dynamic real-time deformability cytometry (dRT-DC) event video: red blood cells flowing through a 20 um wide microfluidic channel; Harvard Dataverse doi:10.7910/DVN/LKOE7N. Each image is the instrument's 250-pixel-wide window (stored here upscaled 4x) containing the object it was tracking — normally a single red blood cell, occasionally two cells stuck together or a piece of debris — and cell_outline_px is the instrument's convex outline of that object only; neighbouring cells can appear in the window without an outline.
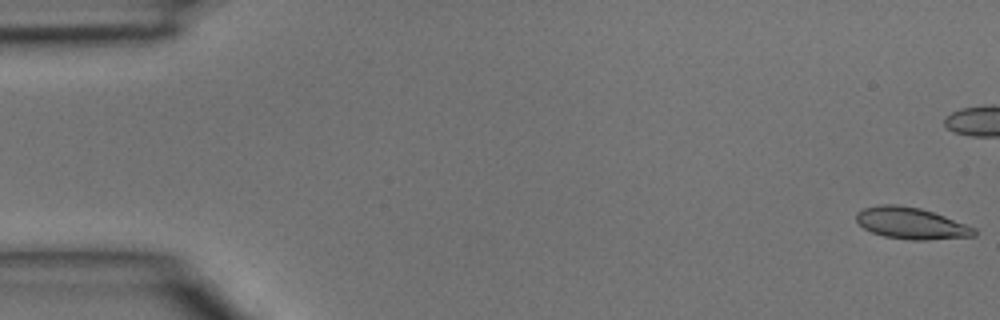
{"species": "common noctule bat (a hibernating species)", "species_latin": "Nyctalus noctula", "temperature_condition": "room temperature", "stored_images_in_passage": 5, "segment_of_instrument_passage": [2, 2], "camera_frame_rate_fps": 3000, "um_per_image_px": 0.085, "animal": {"sex": "male", "body_mass_g": 15.6}, "frame": {"image": 1, "passage_image": 5, "time_ms": 1.333, "image_size_px": [1000, 320], "cell_outline_px": [[976, 236], [928, 240], [908, 240], [884, 236], [872, 232], [864, 228], [856, 220], [856, 212], [864, 208], [880, 204], [896, 204], [920, 208], [944, 216], [976, 228]], "centroid_in_image_um": [77.45, 18.98], "position_along_channel_um": 7.6, "area_um2": 21.68}}